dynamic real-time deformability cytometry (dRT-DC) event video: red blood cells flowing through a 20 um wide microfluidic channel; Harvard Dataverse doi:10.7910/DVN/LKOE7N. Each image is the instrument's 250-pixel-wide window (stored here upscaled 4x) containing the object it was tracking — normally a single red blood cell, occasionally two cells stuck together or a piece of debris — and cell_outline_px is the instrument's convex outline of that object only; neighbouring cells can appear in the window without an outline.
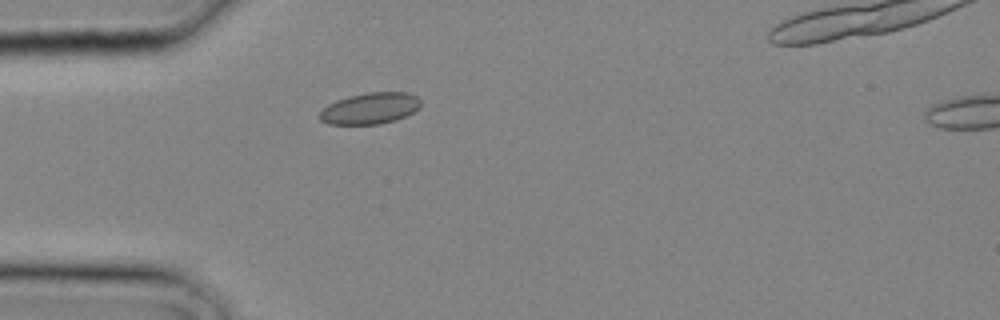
{"species": "common noctule bat (a hibernating species)", "species_latin": "Nyctalus noctula", "temperature_condition": "cold", "stored_images_in_passage": 3, "camera_frame_rate_fps": 3000, "um_per_image_px": 0.085, "animal": {"sex": "male", "body_mass_g": 20.4}, "frame": {"image": 1, "passage_image": 2, "time_ms": 0.333, "image_size_px": [1000, 320], "cell_outline_px": [[420, 108], [396, 120], [380, 124], [328, 124], [320, 120], [316, 116], [328, 104], [336, 100], [348, 96], [368, 92], [408, 92], [416, 96], [420, 100]], "centroid_in_image_um": [31.43, 9.21], "position_along_channel_um": 53.6, "area_um2": 18.55}}